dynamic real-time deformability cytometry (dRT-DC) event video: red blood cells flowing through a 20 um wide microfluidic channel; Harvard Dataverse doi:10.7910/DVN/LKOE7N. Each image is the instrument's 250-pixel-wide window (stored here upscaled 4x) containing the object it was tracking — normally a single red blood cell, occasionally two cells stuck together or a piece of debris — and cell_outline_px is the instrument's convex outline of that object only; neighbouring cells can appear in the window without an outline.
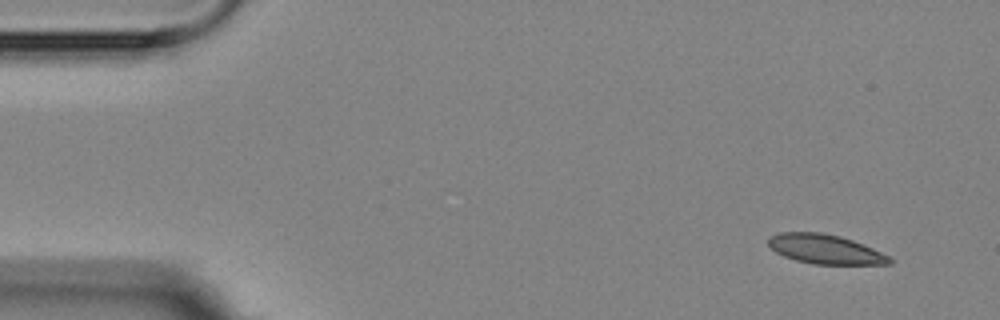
{"species": "Egyptian fruit bat (a non-hibernating species)", "species_latin": "Rousettus aegyptiacus", "temperature_condition": "room temperature", "stored_images_in_passage": 6, "camera_frame_rate_fps": 3000, "um_per_image_px": 0.085, "animal": {"sex": "female"}, "frame": {"image": 1, "passage_image": 1, "time_ms": 0.0, "image_size_px": [1000, 320], "cell_outline_px": [[892, 264], [812, 264], [796, 260], [784, 256], [776, 252], [768, 244], [768, 236], [780, 232], [820, 232], [840, 236], [852, 240], [872, 248], [888, 256], [892, 260]], "centroid_in_image_um": [70.1, 21.17], "position_along_channel_um": 14.9, "area_um2": 20.63}}